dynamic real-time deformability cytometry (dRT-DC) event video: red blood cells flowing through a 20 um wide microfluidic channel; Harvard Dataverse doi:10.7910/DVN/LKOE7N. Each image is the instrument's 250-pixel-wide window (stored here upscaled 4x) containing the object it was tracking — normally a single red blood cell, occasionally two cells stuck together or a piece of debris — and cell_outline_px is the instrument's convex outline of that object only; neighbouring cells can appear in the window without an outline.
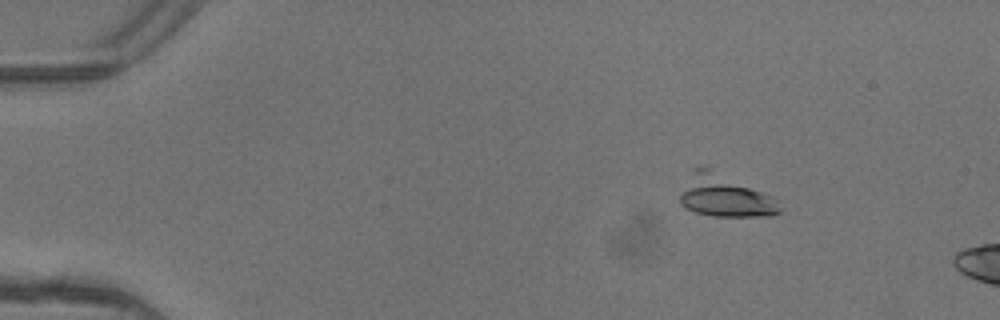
{"species": "common noctule bat (a hibernating species)", "species_latin": "Nyctalus noctula", "temperature_condition": "warm", "stored_images_in_passage": 6, "camera_frame_rate_fps": 3000, "um_per_image_px": 0.085, "animal": {"sex": "female"}, "frame": {"image": 1, "passage_image": 4, "time_ms": 1.0, "image_size_px": [1000, 320], "cell_outline_px": [[780, 212], [772, 216], [712, 216], [696, 212], [684, 208], [680, 204], [680, 196], [692, 168], [708, 164], [776, 196], [780, 200]], "centroid_in_image_um": [61.67, 16.59], "position_along_channel_um": 23.3, "area_um2": 25.78}}